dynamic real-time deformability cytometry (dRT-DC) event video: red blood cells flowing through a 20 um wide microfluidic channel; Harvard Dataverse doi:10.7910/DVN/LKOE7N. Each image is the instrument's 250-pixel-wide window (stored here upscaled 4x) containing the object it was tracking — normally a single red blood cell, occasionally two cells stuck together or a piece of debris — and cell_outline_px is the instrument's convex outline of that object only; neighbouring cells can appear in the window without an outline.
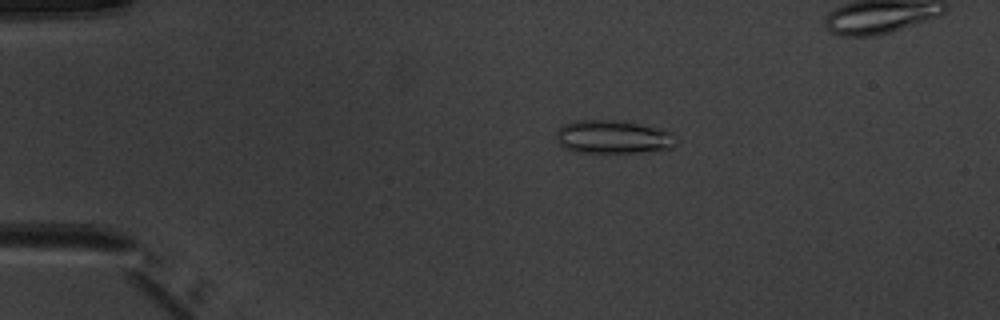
{"species": "common noctule bat (a hibernating species)", "species_latin": "Nyctalus noctula", "temperature_condition": "warm", "stored_images_in_passage": 5, "camera_frame_rate_fps": 3000, "um_per_image_px": 0.085, "animal": {"sex": "male", "body_mass_g": 20.1, "forearm_length_mm": 53.5}, "frame": {"image": 1, "passage_image": 2, "time_ms": 1.333, "image_size_px": [1000, 320], "cell_outline_px": [[676, 144], [672, 148], [636, 152], [576, 152], [560, 148], [556, 140], [556, 132], [564, 124], [572, 120], [624, 120], [664, 128], [672, 132]], "centroid_in_image_um": [52.09, 11.62], "position_along_channel_um": 32.9, "area_um2": 23.76}}
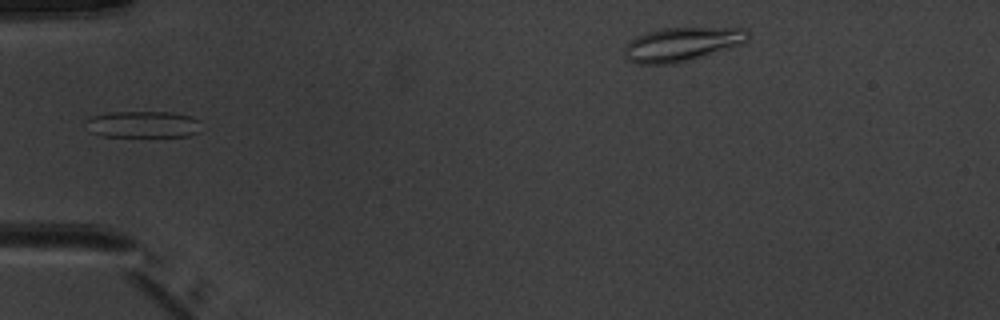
{"frame": {"image": 2, "passage_image": 4, "time_ms": 3.667, "image_size_px": [1000, 320], "cell_outline_px": [[200, 132], [188, 136], [104, 136], [88, 132], [88, 120], [92, 116], [112, 112], [172, 112], [192, 116], [200, 120]], "centroid_in_image_um": [12.22, 10.57], "position_along_channel_um": 72.8, "area_um2": 17.92}}
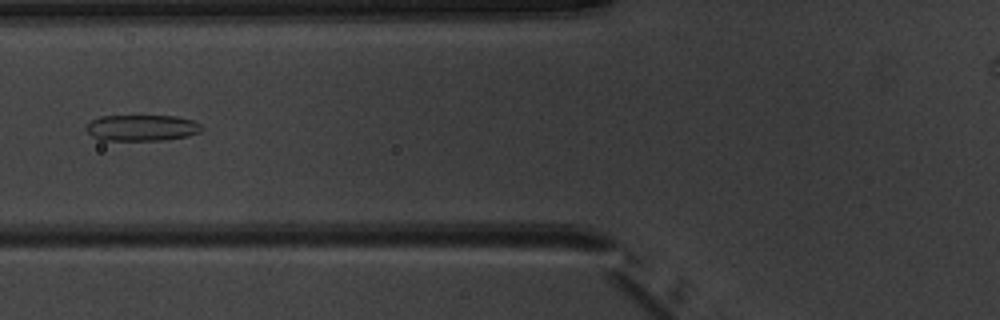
{"frame": {"image": 3, "passage_image": 5, "time_ms": 4.667, "image_size_px": [1000, 320], "cell_outline_px": [[204, 128], [200, 132], [188, 136], [164, 140], [100, 140], [92, 136], [84, 128], [92, 120], [100, 116], [176, 116], [192, 120], [200, 124]], "centroid_in_image_um": [12.06, 10.87], "position_along_channel_um": 113.7, "area_um2": 17.63}}